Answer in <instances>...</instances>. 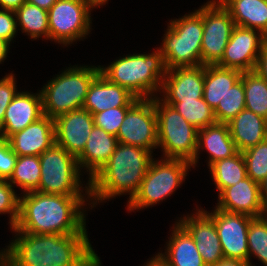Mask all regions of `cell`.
Wrapping results in <instances>:
<instances>
[{"instance_id":"9","label":"cell","mask_w":267,"mask_h":266,"mask_svg":"<svg viewBox=\"0 0 267 266\" xmlns=\"http://www.w3.org/2000/svg\"><path fill=\"white\" fill-rule=\"evenodd\" d=\"M191 163L183 159L151 161L138 192L128 201L127 209L153 206L170 196L187 176Z\"/></svg>"},{"instance_id":"4","label":"cell","mask_w":267,"mask_h":266,"mask_svg":"<svg viewBox=\"0 0 267 266\" xmlns=\"http://www.w3.org/2000/svg\"><path fill=\"white\" fill-rule=\"evenodd\" d=\"M100 73L112 83L127 88L137 98H153L161 91L167 69L160 50L150 54H133L119 58Z\"/></svg>"},{"instance_id":"45","label":"cell","mask_w":267,"mask_h":266,"mask_svg":"<svg viewBox=\"0 0 267 266\" xmlns=\"http://www.w3.org/2000/svg\"><path fill=\"white\" fill-rule=\"evenodd\" d=\"M260 195L261 201L265 211L267 212V176L266 178L260 183Z\"/></svg>"},{"instance_id":"47","label":"cell","mask_w":267,"mask_h":266,"mask_svg":"<svg viewBox=\"0 0 267 266\" xmlns=\"http://www.w3.org/2000/svg\"><path fill=\"white\" fill-rule=\"evenodd\" d=\"M145 266H168L161 257L157 254Z\"/></svg>"},{"instance_id":"34","label":"cell","mask_w":267,"mask_h":266,"mask_svg":"<svg viewBox=\"0 0 267 266\" xmlns=\"http://www.w3.org/2000/svg\"><path fill=\"white\" fill-rule=\"evenodd\" d=\"M245 108V92L242 78L233 85L222 102L214 109L217 123H228Z\"/></svg>"},{"instance_id":"43","label":"cell","mask_w":267,"mask_h":266,"mask_svg":"<svg viewBox=\"0 0 267 266\" xmlns=\"http://www.w3.org/2000/svg\"><path fill=\"white\" fill-rule=\"evenodd\" d=\"M213 266H249L247 262L238 259H221L216 265Z\"/></svg>"},{"instance_id":"8","label":"cell","mask_w":267,"mask_h":266,"mask_svg":"<svg viewBox=\"0 0 267 266\" xmlns=\"http://www.w3.org/2000/svg\"><path fill=\"white\" fill-rule=\"evenodd\" d=\"M41 176L36 191L64 196H88L89 181L85 194L80 181V168L77 158L68 153L63 147L54 144L39 156Z\"/></svg>"},{"instance_id":"40","label":"cell","mask_w":267,"mask_h":266,"mask_svg":"<svg viewBox=\"0 0 267 266\" xmlns=\"http://www.w3.org/2000/svg\"><path fill=\"white\" fill-rule=\"evenodd\" d=\"M17 18L15 11L0 10V39L10 43L17 32Z\"/></svg>"},{"instance_id":"17","label":"cell","mask_w":267,"mask_h":266,"mask_svg":"<svg viewBox=\"0 0 267 266\" xmlns=\"http://www.w3.org/2000/svg\"><path fill=\"white\" fill-rule=\"evenodd\" d=\"M163 89V90H162ZM204 65L167 69L162 81V101L178 103L203 98Z\"/></svg>"},{"instance_id":"28","label":"cell","mask_w":267,"mask_h":266,"mask_svg":"<svg viewBox=\"0 0 267 266\" xmlns=\"http://www.w3.org/2000/svg\"><path fill=\"white\" fill-rule=\"evenodd\" d=\"M209 169L219 194L247 177L245 159L239 151L231 157L212 163Z\"/></svg>"},{"instance_id":"41","label":"cell","mask_w":267,"mask_h":266,"mask_svg":"<svg viewBox=\"0 0 267 266\" xmlns=\"http://www.w3.org/2000/svg\"><path fill=\"white\" fill-rule=\"evenodd\" d=\"M255 70L267 81V44L262 48Z\"/></svg>"},{"instance_id":"6","label":"cell","mask_w":267,"mask_h":266,"mask_svg":"<svg viewBox=\"0 0 267 266\" xmlns=\"http://www.w3.org/2000/svg\"><path fill=\"white\" fill-rule=\"evenodd\" d=\"M169 23L158 48L166 69L201 65L203 16L196 10Z\"/></svg>"},{"instance_id":"20","label":"cell","mask_w":267,"mask_h":266,"mask_svg":"<svg viewBox=\"0 0 267 266\" xmlns=\"http://www.w3.org/2000/svg\"><path fill=\"white\" fill-rule=\"evenodd\" d=\"M44 116L41 92H18L6 109L0 137L8 139Z\"/></svg>"},{"instance_id":"13","label":"cell","mask_w":267,"mask_h":266,"mask_svg":"<svg viewBox=\"0 0 267 266\" xmlns=\"http://www.w3.org/2000/svg\"><path fill=\"white\" fill-rule=\"evenodd\" d=\"M266 44L267 37L261 31L235 26L224 54L216 65L241 72L253 71Z\"/></svg>"},{"instance_id":"16","label":"cell","mask_w":267,"mask_h":266,"mask_svg":"<svg viewBox=\"0 0 267 266\" xmlns=\"http://www.w3.org/2000/svg\"><path fill=\"white\" fill-rule=\"evenodd\" d=\"M192 215L183 217L178 223L192 237L205 264L216 265L224 256L214 220L201 208Z\"/></svg>"},{"instance_id":"2","label":"cell","mask_w":267,"mask_h":266,"mask_svg":"<svg viewBox=\"0 0 267 266\" xmlns=\"http://www.w3.org/2000/svg\"><path fill=\"white\" fill-rule=\"evenodd\" d=\"M85 196H64L32 191L20 197L14 228L30 234H87L83 212Z\"/></svg>"},{"instance_id":"48","label":"cell","mask_w":267,"mask_h":266,"mask_svg":"<svg viewBox=\"0 0 267 266\" xmlns=\"http://www.w3.org/2000/svg\"><path fill=\"white\" fill-rule=\"evenodd\" d=\"M0 266H11L6 252H0Z\"/></svg>"},{"instance_id":"29","label":"cell","mask_w":267,"mask_h":266,"mask_svg":"<svg viewBox=\"0 0 267 266\" xmlns=\"http://www.w3.org/2000/svg\"><path fill=\"white\" fill-rule=\"evenodd\" d=\"M17 26L33 39H49L48 10L25 2L15 11ZM43 35V36H42Z\"/></svg>"},{"instance_id":"10","label":"cell","mask_w":267,"mask_h":266,"mask_svg":"<svg viewBox=\"0 0 267 266\" xmlns=\"http://www.w3.org/2000/svg\"><path fill=\"white\" fill-rule=\"evenodd\" d=\"M92 0H57L48 10L49 40L72 44L90 32Z\"/></svg>"},{"instance_id":"44","label":"cell","mask_w":267,"mask_h":266,"mask_svg":"<svg viewBox=\"0 0 267 266\" xmlns=\"http://www.w3.org/2000/svg\"><path fill=\"white\" fill-rule=\"evenodd\" d=\"M57 0H26V2L36 5L45 10H49Z\"/></svg>"},{"instance_id":"39","label":"cell","mask_w":267,"mask_h":266,"mask_svg":"<svg viewBox=\"0 0 267 266\" xmlns=\"http://www.w3.org/2000/svg\"><path fill=\"white\" fill-rule=\"evenodd\" d=\"M18 156L12 151L8 139L0 137V179L8 180Z\"/></svg>"},{"instance_id":"1","label":"cell","mask_w":267,"mask_h":266,"mask_svg":"<svg viewBox=\"0 0 267 266\" xmlns=\"http://www.w3.org/2000/svg\"><path fill=\"white\" fill-rule=\"evenodd\" d=\"M11 229L18 236L4 250L11 266H87L97 257L87 234H30Z\"/></svg>"},{"instance_id":"36","label":"cell","mask_w":267,"mask_h":266,"mask_svg":"<svg viewBox=\"0 0 267 266\" xmlns=\"http://www.w3.org/2000/svg\"><path fill=\"white\" fill-rule=\"evenodd\" d=\"M7 180L0 179V214H10V227L13 228L18 221L20 197Z\"/></svg>"},{"instance_id":"11","label":"cell","mask_w":267,"mask_h":266,"mask_svg":"<svg viewBox=\"0 0 267 266\" xmlns=\"http://www.w3.org/2000/svg\"><path fill=\"white\" fill-rule=\"evenodd\" d=\"M197 11L203 16L201 65H216L236 25L219 0L208 1Z\"/></svg>"},{"instance_id":"50","label":"cell","mask_w":267,"mask_h":266,"mask_svg":"<svg viewBox=\"0 0 267 266\" xmlns=\"http://www.w3.org/2000/svg\"><path fill=\"white\" fill-rule=\"evenodd\" d=\"M94 1L98 6H103L108 0H92Z\"/></svg>"},{"instance_id":"5","label":"cell","mask_w":267,"mask_h":266,"mask_svg":"<svg viewBox=\"0 0 267 266\" xmlns=\"http://www.w3.org/2000/svg\"><path fill=\"white\" fill-rule=\"evenodd\" d=\"M99 73V66H73L52 78L40 91L44 115L55 119L82 108L89 87Z\"/></svg>"},{"instance_id":"26","label":"cell","mask_w":267,"mask_h":266,"mask_svg":"<svg viewBox=\"0 0 267 266\" xmlns=\"http://www.w3.org/2000/svg\"><path fill=\"white\" fill-rule=\"evenodd\" d=\"M236 26L256 29L267 37L266 0H219Z\"/></svg>"},{"instance_id":"27","label":"cell","mask_w":267,"mask_h":266,"mask_svg":"<svg viewBox=\"0 0 267 266\" xmlns=\"http://www.w3.org/2000/svg\"><path fill=\"white\" fill-rule=\"evenodd\" d=\"M241 76L242 72L236 69L204 65L203 99L214 110Z\"/></svg>"},{"instance_id":"24","label":"cell","mask_w":267,"mask_h":266,"mask_svg":"<svg viewBox=\"0 0 267 266\" xmlns=\"http://www.w3.org/2000/svg\"><path fill=\"white\" fill-rule=\"evenodd\" d=\"M232 140L239 152L267 139V119L244 108L228 122Z\"/></svg>"},{"instance_id":"22","label":"cell","mask_w":267,"mask_h":266,"mask_svg":"<svg viewBox=\"0 0 267 266\" xmlns=\"http://www.w3.org/2000/svg\"><path fill=\"white\" fill-rule=\"evenodd\" d=\"M117 145L116 136L93 127L83 152L77 157L79 168L84 167L89 172V180L108 162Z\"/></svg>"},{"instance_id":"18","label":"cell","mask_w":267,"mask_h":266,"mask_svg":"<svg viewBox=\"0 0 267 266\" xmlns=\"http://www.w3.org/2000/svg\"><path fill=\"white\" fill-rule=\"evenodd\" d=\"M217 209L245 214L253 218L262 217L267 214L260 195V184L250 177L225 188L219 195Z\"/></svg>"},{"instance_id":"33","label":"cell","mask_w":267,"mask_h":266,"mask_svg":"<svg viewBox=\"0 0 267 266\" xmlns=\"http://www.w3.org/2000/svg\"><path fill=\"white\" fill-rule=\"evenodd\" d=\"M248 244V265L251 256L258 258L263 265L267 266V214L262 217L253 218L250 221L247 236Z\"/></svg>"},{"instance_id":"32","label":"cell","mask_w":267,"mask_h":266,"mask_svg":"<svg viewBox=\"0 0 267 266\" xmlns=\"http://www.w3.org/2000/svg\"><path fill=\"white\" fill-rule=\"evenodd\" d=\"M166 104L173 106L197 130L217 123L214 110L203 98Z\"/></svg>"},{"instance_id":"30","label":"cell","mask_w":267,"mask_h":266,"mask_svg":"<svg viewBox=\"0 0 267 266\" xmlns=\"http://www.w3.org/2000/svg\"><path fill=\"white\" fill-rule=\"evenodd\" d=\"M245 108L267 119V81L256 70L242 72Z\"/></svg>"},{"instance_id":"38","label":"cell","mask_w":267,"mask_h":266,"mask_svg":"<svg viewBox=\"0 0 267 266\" xmlns=\"http://www.w3.org/2000/svg\"><path fill=\"white\" fill-rule=\"evenodd\" d=\"M15 76L10 73L0 80V129L2 128L5 112L17 92Z\"/></svg>"},{"instance_id":"37","label":"cell","mask_w":267,"mask_h":266,"mask_svg":"<svg viewBox=\"0 0 267 266\" xmlns=\"http://www.w3.org/2000/svg\"><path fill=\"white\" fill-rule=\"evenodd\" d=\"M130 107L109 108L103 112L95 113V126L105 130L107 133L117 136L124 117Z\"/></svg>"},{"instance_id":"3","label":"cell","mask_w":267,"mask_h":266,"mask_svg":"<svg viewBox=\"0 0 267 266\" xmlns=\"http://www.w3.org/2000/svg\"><path fill=\"white\" fill-rule=\"evenodd\" d=\"M149 150L118 143L108 162L89 180L90 207L103 200L138 192L152 158Z\"/></svg>"},{"instance_id":"23","label":"cell","mask_w":267,"mask_h":266,"mask_svg":"<svg viewBox=\"0 0 267 266\" xmlns=\"http://www.w3.org/2000/svg\"><path fill=\"white\" fill-rule=\"evenodd\" d=\"M205 148L209 152L208 166L212 163L235 155L238 150L231 138L228 123H215L198 130L196 157L191 162L194 168L199 159V149Z\"/></svg>"},{"instance_id":"49","label":"cell","mask_w":267,"mask_h":266,"mask_svg":"<svg viewBox=\"0 0 267 266\" xmlns=\"http://www.w3.org/2000/svg\"><path fill=\"white\" fill-rule=\"evenodd\" d=\"M87 266H102L100 258L97 256L93 261H91Z\"/></svg>"},{"instance_id":"46","label":"cell","mask_w":267,"mask_h":266,"mask_svg":"<svg viewBox=\"0 0 267 266\" xmlns=\"http://www.w3.org/2000/svg\"><path fill=\"white\" fill-rule=\"evenodd\" d=\"M9 45L7 41L0 39V63L5 60L9 51Z\"/></svg>"},{"instance_id":"7","label":"cell","mask_w":267,"mask_h":266,"mask_svg":"<svg viewBox=\"0 0 267 266\" xmlns=\"http://www.w3.org/2000/svg\"><path fill=\"white\" fill-rule=\"evenodd\" d=\"M157 115L158 147L166 159L192 162L196 157L198 130L176 111L173 106L153 97Z\"/></svg>"},{"instance_id":"42","label":"cell","mask_w":267,"mask_h":266,"mask_svg":"<svg viewBox=\"0 0 267 266\" xmlns=\"http://www.w3.org/2000/svg\"><path fill=\"white\" fill-rule=\"evenodd\" d=\"M26 0H0V8L5 10L16 11L19 9Z\"/></svg>"},{"instance_id":"21","label":"cell","mask_w":267,"mask_h":266,"mask_svg":"<svg viewBox=\"0 0 267 266\" xmlns=\"http://www.w3.org/2000/svg\"><path fill=\"white\" fill-rule=\"evenodd\" d=\"M138 99L127 88L112 83L99 73L89 87L82 108L94 115L109 108L131 107Z\"/></svg>"},{"instance_id":"35","label":"cell","mask_w":267,"mask_h":266,"mask_svg":"<svg viewBox=\"0 0 267 266\" xmlns=\"http://www.w3.org/2000/svg\"><path fill=\"white\" fill-rule=\"evenodd\" d=\"M247 176L260 184L267 176V139L242 152Z\"/></svg>"},{"instance_id":"15","label":"cell","mask_w":267,"mask_h":266,"mask_svg":"<svg viewBox=\"0 0 267 266\" xmlns=\"http://www.w3.org/2000/svg\"><path fill=\"white\" fill-rule=\"evenodd\" d=\"M54 126L55 144L77 158L83 152L95 124L93 115L80 108L56 117Z\"/></svg>"},{"instance_id":"25","label":"cell","mask_w":267,"mask_h":266,"mask_svg":"<svg viewBox=\"0 0 267 266\" xmlns=\"http://www.w3.org/2000/svg\"><path fill=\"white\" fill-rule=\"evenodd\" d=\"M165 255L158 253L168 266H207L190 234L176 222Z\"/></svg>"},{"instance_id":"31","label":"cell","mask_w":267,"mask_h":266,"mask_svg":"<svg viewBox=\"0 0 267 266\" xmlns=\"http://www.w3.org/2000/svg\"><path fill=\"white\" fill-rule=\"evenodd\" d=\"M40 176L39 156H18L13 173L7 181L12 186L18 185L24 193H28L38 189Z\"/></svg>"},{"instance_id":"19","label":"cell","mask_w":267,"mask_h":266,"mask_svg":"<svg viewBox=\"0 0 267 266\" xmlns=\"http://www.w3.org/2000/svg\"><path fill=\"white\" fill-rule=\"evenodd\" d=\"M8 141L17 156H40L55 144L54 119L44 115L22 131L11 135Z\"/></svg>"},{"instance_id":"12","label":"cell","mask_w":267,"mask_h":266,"mask_svg":"<svg viewBox=\"0 0 267 266\" xmlns=\"http://www.w3.org/2000/svg\"><path fill=\"white\" fill-rule=\"evenodd\" d=\"M118 143L149 150L158 148L153 98H139L127 111L116 136ZM152 150V151H151Z\"/></svg>"},{"instance_id":"14","label":"cell","mask_w":267,"mask_h":266,"mask_svg":"<svg viewBox=\"0 0 267 266\" xmlns=\"http://www.w3.org/2000/svg\"><path fill=\"white\" fill-rule=\"evenodd\" d=\"M208 214L213 218L221 243L223 256L248 263V228L253 217L230 213L215 208Z\"/></svg>"}]
</instances>
